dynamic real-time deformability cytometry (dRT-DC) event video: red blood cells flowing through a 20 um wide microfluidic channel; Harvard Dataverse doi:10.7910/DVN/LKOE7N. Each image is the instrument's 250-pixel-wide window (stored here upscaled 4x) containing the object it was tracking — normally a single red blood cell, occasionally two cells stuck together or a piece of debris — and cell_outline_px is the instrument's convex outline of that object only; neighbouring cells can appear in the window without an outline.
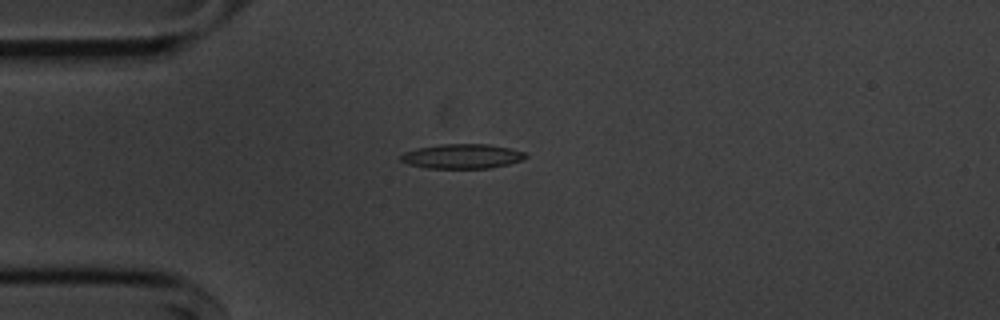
{"species": "common noctule bat (a hibernating species)", "species_latin": "Nyctalus noctula", "temperature_condition": "cold", "stored_images_in_passage": 35, "camera_frame_rate_fps": 3000, "um_per_image_px": 0.085, "animal": {"sex": "male", "body_mass_g": 20.1, "forearm_length_mm": 53.5}, "frame": {"image": 1, "passage_image": 2, "time_ms": 0.333, "image_size_px": [1000, 320], "cell_outline_px": [[528, 156], [520, 160], [508, 164], [488, 168], [428, 168], [408, 164], [400, 160], [400, 156], [404, 152], [416, 148], [440, 144], [488, 144], [512, 148], [524, 152]], "centroid_in_image_um": [39.27, 13.27], "position_along_channel_um": 45.7, "area_um2": 17.86}}
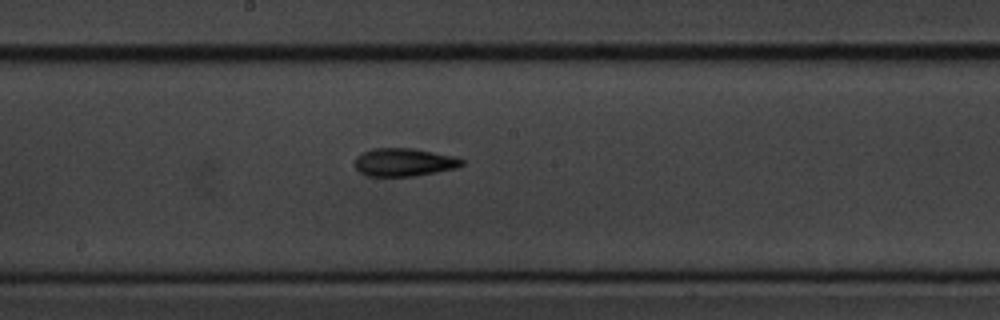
{"frame": {"image": 2, "passage_image": 17, "time_ms": 5.333, "image_size_px": [1000, 320], "cell_outline_px": [[464, 164], [456, 168], [416, 176], [368, 176], [360, 172], [352, 164], [356, 156], [372, 148], [416, 148], [456, 156], [464, 160]], "centroid_in_image_um": [34.34, 13.78], "position_along_channel_um": 213.9, "area_um2": 17.8}}
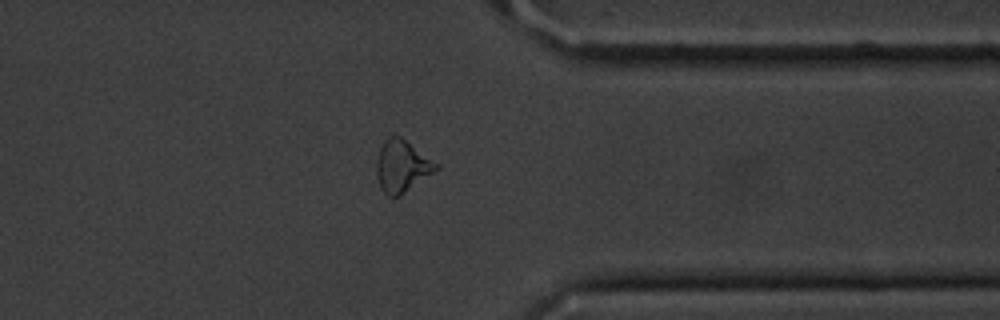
{"frame": {"image": 3, "passage_image": 31, "time_ms": 10.0, "image_size_px": [1000, 320], "cell_outline_px": [[440, 168], [404, 192], [396, 196], [388, 196], [380, 188], [376, 172], [376, 160], [380, 148], [384, 140], [388, 136], [400, 136], [440, 164]], "centroid_in_image_um": [34.16, 14.1], "position_along_channel_um": 377.2, "area_um2": 17.92}, "authors_computed_cell_mechanics": {"area_um2": 17.3978, "velocity_mm_per_s": 3.6464, "shape_relaxation_time_tau1_ms": 3.987, "shape_relaxation_time_tau2_ms": 5.4361, "deformation_change_tau1": 0.1239, "deformation_change_tau2": 0.145}}